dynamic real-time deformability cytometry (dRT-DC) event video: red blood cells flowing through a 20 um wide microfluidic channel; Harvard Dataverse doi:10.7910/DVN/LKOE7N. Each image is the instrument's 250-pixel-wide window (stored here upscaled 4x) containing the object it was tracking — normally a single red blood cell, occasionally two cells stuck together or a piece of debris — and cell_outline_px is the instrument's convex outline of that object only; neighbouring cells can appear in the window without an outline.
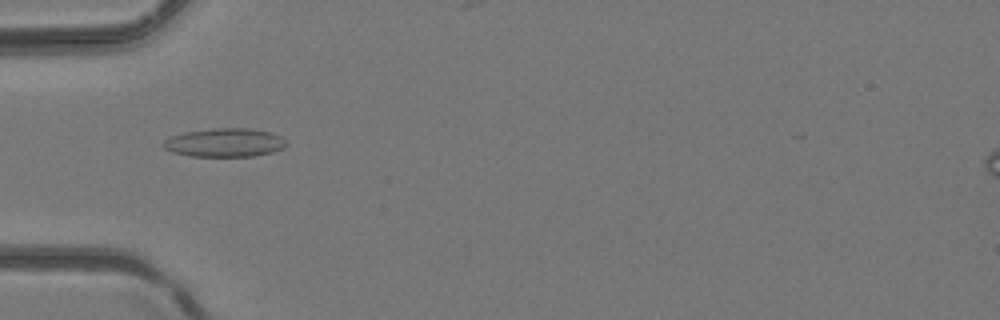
{"species": "common noctule bat (a hibernating species)", "species_latin": "Nyctalus noctula", "temperature_condition": "room temperature", "stored_images_in_passage": 44, "camera_frame_rate_fps": 3000, "um_per_image_px": 0.085, "animal": {"sex": "female", "body_mass_g": 24.6, "forearm_length_mm": 56.2}, "frame": {"image": 1, "passage_image": 15, "time_ms": 4.667, "image_size_px": [1000, 320], "cell_outline_px": [[288, 144], [272, 152], [256, 156], [188, 156], [172, 152], [164, 148], [160, 144], [164, 140], [172, 136], [184, 132], [212, 128], [248, 128], [272, 132], [288, 140]], "centroid_in_image_um": [19.09, 12.11], "position_along_channel_um": 65.9, "area_um2": 20.69}}
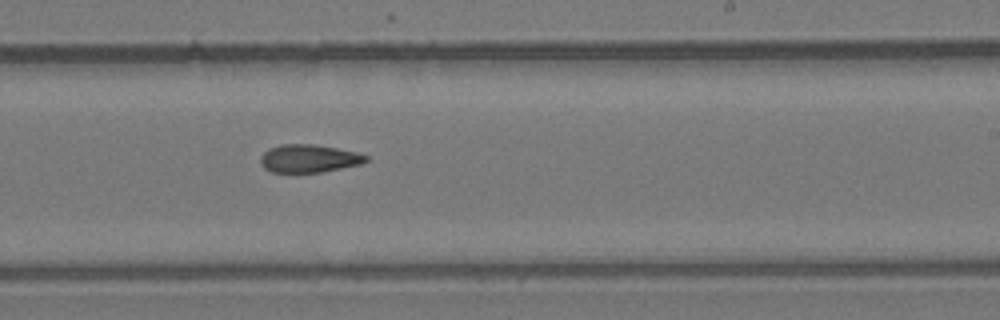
{"frame": {"image": 2, "passage_image": 27, "time_ms": 8.667, "image_size_px": [1000, 320], "cell_outline_px": [[368, 160], [360, 164], [320, 172], [272, 172], [264, 168], [260, 164], [260, 156], [268, 148], [280, 144], [312, 144], [336, 148], [356, 152], [368, 156]], "centroid_in_image_um": [26.21, 13.46], "position_along_channel_um": 262.8, "area_um2": 17.11}}
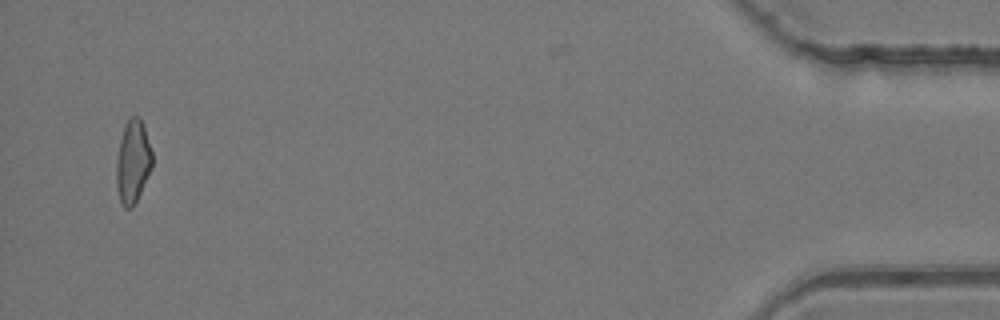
{"frame": {"image": 3, "passage_image": 42, "time_ms": 13.667, "image_size_px": [1000, 320], "cell_outline_px": [[152, 168], [132, 208], [124, 208], [120, 204], [116, 184], [116, 160], [120, 140], [124, 124], [128, 116], [140, 116], [144, 124], [152, 152]], "centroid_in_image_um": [11.28, 13.7], "position_along_channel_um": 423.9, "area_um2": 17.63}}